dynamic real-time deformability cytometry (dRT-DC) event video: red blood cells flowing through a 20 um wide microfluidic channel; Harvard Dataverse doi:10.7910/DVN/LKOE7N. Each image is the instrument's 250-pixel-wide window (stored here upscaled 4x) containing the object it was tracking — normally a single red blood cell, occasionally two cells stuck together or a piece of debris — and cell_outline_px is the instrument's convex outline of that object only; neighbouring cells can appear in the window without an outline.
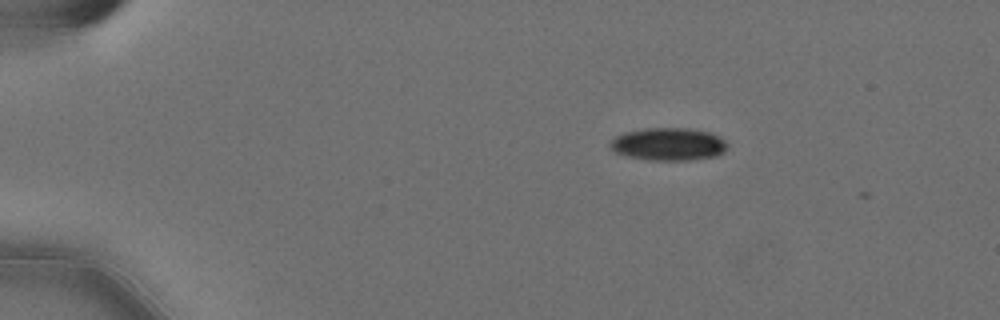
{"species": "Egyptian fruit bat (a non-hibernating species)", "species_latin": "Rousettus aegyptiacus", "temperature_condition": "cold", "stored_images_in_passage": 3, "camera_frame_rate_fps": 3000, "um_per_image_px": 0.085, "animal": {"sex": "female"}, "frame": {"image": 1, "passage_image": 2, "time_ms": 0.333, "image_size_px": [1000, 320], "cell_outline_px": [[728, 144], [724, 152], [716, 156], [688, 160], [648, 160], [628, 156], [616, 152], [608, 144], [616, 136], [624, 132], [644, 128], [692, 128], [712, 132], [724, 140]], "centroid_in_image_um": [56.84, 12.24], "position_along_channel_um": 28.2, "area_um2": 22.43}}